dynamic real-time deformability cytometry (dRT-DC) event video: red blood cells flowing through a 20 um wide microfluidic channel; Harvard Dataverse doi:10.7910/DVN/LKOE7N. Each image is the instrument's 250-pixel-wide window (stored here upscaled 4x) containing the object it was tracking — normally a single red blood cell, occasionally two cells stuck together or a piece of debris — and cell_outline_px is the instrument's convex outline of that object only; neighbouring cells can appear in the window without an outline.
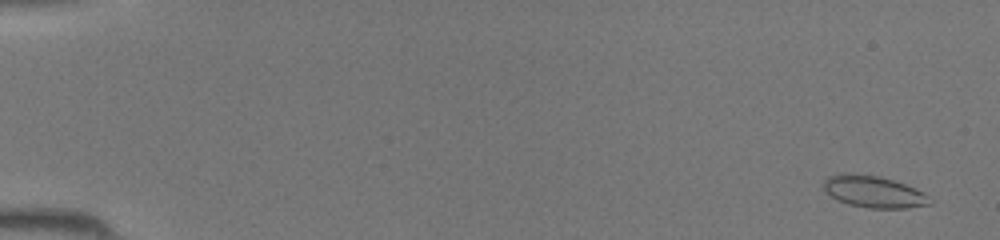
{"species": "common noctule bat (a hibernating species)", "species_latin": "Nyctalus noctula", "temperature_condition": "room temperature", "stored_images_in_passage": 45, "camera_frame_rate_fps": 3000, "um_per_image_px": 0.085, "animal": {"sex": "female", "body_mass_g": 19.5, "forearm_length_mm": 54.1}, "frame": {"image": 1, "passage_image": 2, "time_ms": 0.333, "image_size_px": [1000, 240], "cell_outline_px": [[932, 200], [928, 204], [904, 208], [868, 208], [848, 204], [836, 200], [824, 192], [820, 188], [824, 180], [828, 176], [844, 172], [852, 172], [880, 176], [904, 184], [924, 192]], "centroid_in_image_um": [74.16, 16.27], "position_along_channel_um": 10.8, "area_um2": 20.0}}
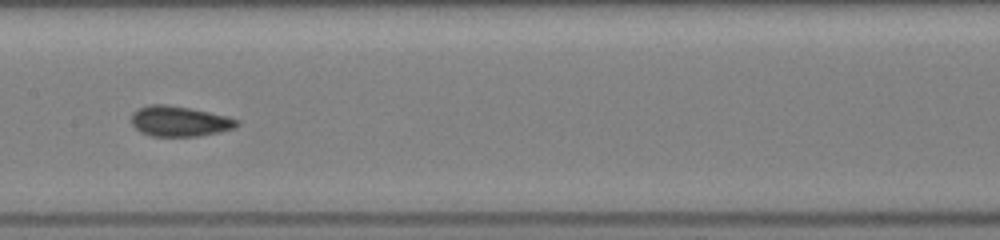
{"frame": {"image": 2, "passage_image": 24, "time_ms": 7.667, "image_size_px": [1000, 240], "cell_outline_px": [[240, 124], [236, 128], [220, 132], [200, 136], [152, 136], [140, 132], [132, 124], [132, 112], [148, 104], [164, 104], [192, 108], [228, 116], [240, 120]], "centroid_in_image_um": [15.3, 10.3], "position_along_channel_um": 192.1, "area_um2": 18.9}}
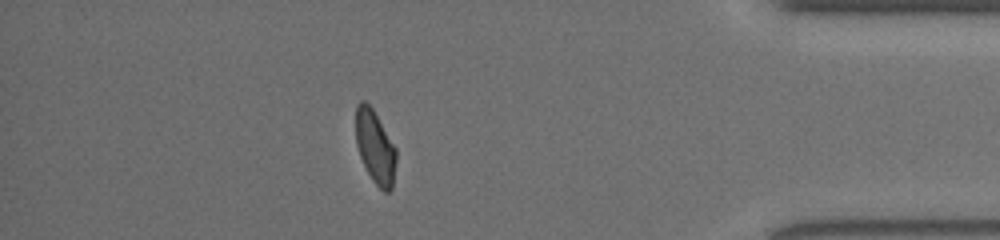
{"frame": {"image": 3, "passage_image": 40, "time_ms": 13.0, "image_size_px": [1000, 240], "cell_outline_px": [[396, 160], [392, 188], [388, 192], [384, 192], [372, 180], [360, 156], [356, 144], [356, 104], [360, 100], [364, 100], [372, 108], [396, 148]], "centroid_in_image_um": [31.88, 12.48], "position_along_channel_um": 403.3, "area_um2": 17.05}}